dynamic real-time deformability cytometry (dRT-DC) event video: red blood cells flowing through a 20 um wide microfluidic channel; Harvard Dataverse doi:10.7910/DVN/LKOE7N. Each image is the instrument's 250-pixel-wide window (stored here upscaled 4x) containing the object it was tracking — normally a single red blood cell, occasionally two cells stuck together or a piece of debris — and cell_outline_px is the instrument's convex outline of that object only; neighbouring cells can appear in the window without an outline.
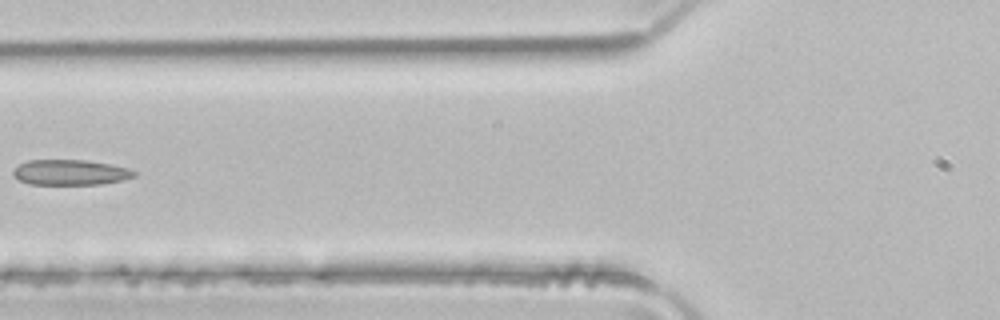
{"species": "common noctule bat (a hibernating species)", "species_latin": "Nyctalus noctula", "temperature_condition": "room temperature", "stored_images_in_passage": 5, "camera_frame_rate_fps": 3000, "um_per_image_px": 0.085, "animal": {"sex": "male", "body_mass_g": 21.5, "forearm_length_mm": 52.0}, "frame": {"image": 1, "passage_image": 5, "time_ms": 1.333, "image_size_px": [1000, 320], "cell_outline_px": [[136, 176], [124, 180], [100, 184], [28, 184], [12, 176], [12, 172], [20, 164], [28, 160], [84, 160], [108, 164], [128, 168], [136, 172]], "centroid_in_image_um": [5.97, 14.66], "position_along_channel_um": 119.8, "area_um2": 17.8}}